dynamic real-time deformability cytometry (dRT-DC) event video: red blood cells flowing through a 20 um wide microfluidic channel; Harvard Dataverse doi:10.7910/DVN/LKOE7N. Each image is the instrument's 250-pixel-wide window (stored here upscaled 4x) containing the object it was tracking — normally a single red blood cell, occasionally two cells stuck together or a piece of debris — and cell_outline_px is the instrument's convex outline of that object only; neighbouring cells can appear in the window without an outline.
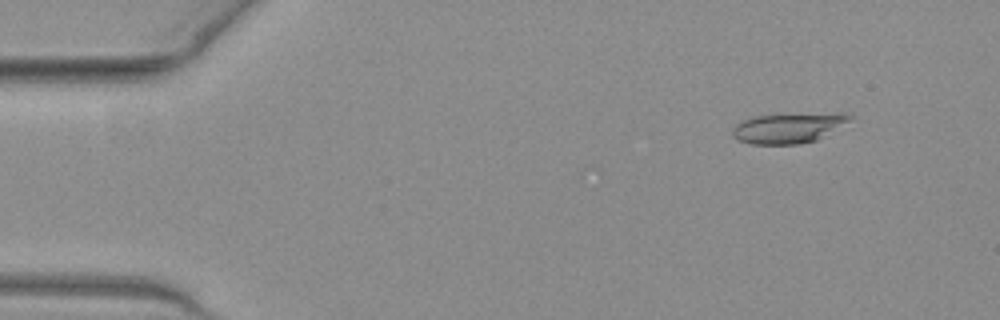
{"species": "common noctule bat (a hibernating species)", "species_latin": "Nyctalus noctula", "temperature_condition": "warm", "stored_images_in_passage": 17, "camera_frame_rate_fps": 3000, "um_per_image_px": 0.085, "animal": {"sex": "female", "body_mass_g": 19.3, "forearm_length_mm": 54.1}, "frame": {"image": 1, "passage_image": 5, "time_ms": 1.333, "image_size_px": [1000, 320], "cell_outline_px": [[856, 116], [816, 140], [800, 144], [752, 144], [740, 140], [732, 136], [732, 128], [736, 124], [744, 120], [756, 116], [840, 112]], "centroid_in_image_um": [67.01, 10.87], "position_along_channel_um": 18.0, "area_um2": 20.35}}
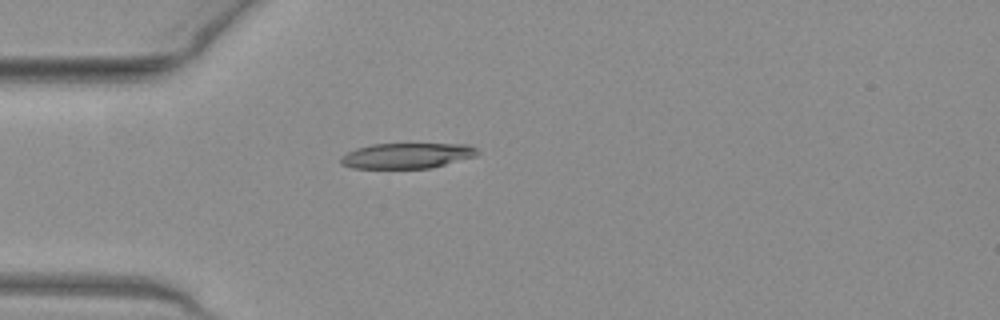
{"frame": {"image": 2, "passage_image": 14, "time_ms": 4.333, "image_size_px": [1000, 320], "cell_outline_px": [[480, 152], [476, 156], [428, 168], [352, 168], [340, 164], [340, 156], [356, 148], [372, 144], [468, 144], [476, 148]], "centroid_in_image_um": [34.56, 13.23], "position_along_channel_um": 50.4, "area_um2": 20.17}}